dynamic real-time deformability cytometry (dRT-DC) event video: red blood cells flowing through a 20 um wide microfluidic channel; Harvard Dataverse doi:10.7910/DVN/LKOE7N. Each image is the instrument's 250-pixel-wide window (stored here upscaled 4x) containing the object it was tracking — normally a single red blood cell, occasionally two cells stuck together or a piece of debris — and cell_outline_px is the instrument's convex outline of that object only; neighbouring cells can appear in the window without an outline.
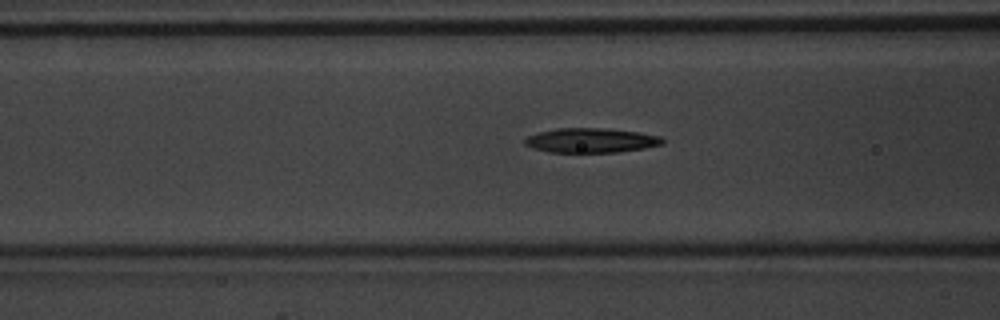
{"species": "common noctule bat (a hibernating species)", "species_latin": "Nyctalus noctula", "temperature_condition": "warm", "stored_images_in_passage": 35, "camera_frame_rate_fps": 3000, "um_per_image_px": 0.085, "animal": {"sex": "male", "body_mass_g": 20.1, "forearm_length_mm": 53.5}, "frame": {"image": 1, "passage_image": 10, "time_ms": 3.0, "image_size_px": [1000, 320], "cell_outline_px": [[664, 144], [644, 148], [620, 152], [548, 152], [532, 148], [524, 144], [524, 140], [528, 136], [540, 132], [556, 128], [600, 128], [636, 132], [660, 136], [664, 140]], "centroid_in_image_um": [50.22, 11.94], "position_along_channel_um": 116.4, "area_um2": 19.59}}
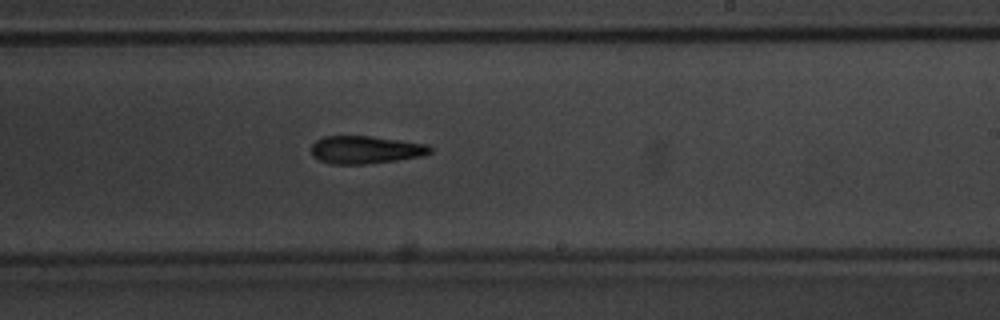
{"frame": {"image": 2, "passage_image": 20, "time_ms": 6.333, "image_size_px": [1000, 320], "cell_outline_px": [[432, 152], [424, 156], [396, 160], [364, 164], [332, 164], [320, 160], [312, 156], [312, 144], [316, 140], [324, 136], [368, 136], [400, 140], [428, 144], [432, 148]], "centroid_in_image_um": [31.09, 12.73], "position_along_channel_um": 257.9, "area_um2": 19.25}}
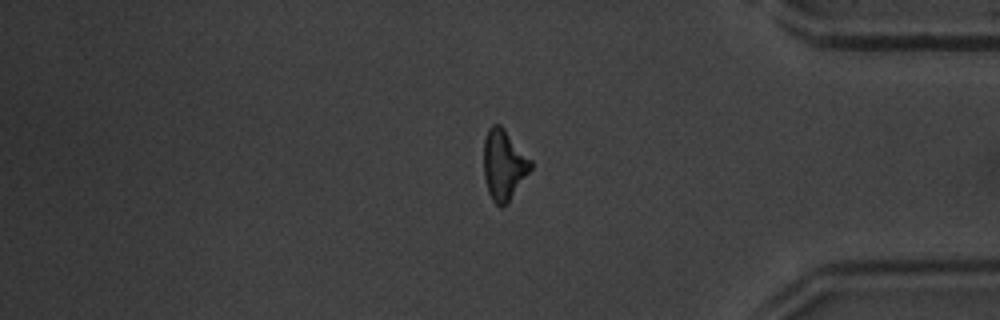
{"frame": {"image": 3, "passage_image": 31, "time_ms": 10.0, "image_size_px": [1000, 320], "cell_outline_px": [[532, 168], [508, 204], [500, 208], [492, 200], [488, 192], [484, 176], [484, 140], [488, 128], [492, 124], [500, 124], [504, 128], [532, 160]], "centroid_in_image_um": [42.83, 14.02], "position_along_channel_um": 392.4, "area_um2": 19.48}}